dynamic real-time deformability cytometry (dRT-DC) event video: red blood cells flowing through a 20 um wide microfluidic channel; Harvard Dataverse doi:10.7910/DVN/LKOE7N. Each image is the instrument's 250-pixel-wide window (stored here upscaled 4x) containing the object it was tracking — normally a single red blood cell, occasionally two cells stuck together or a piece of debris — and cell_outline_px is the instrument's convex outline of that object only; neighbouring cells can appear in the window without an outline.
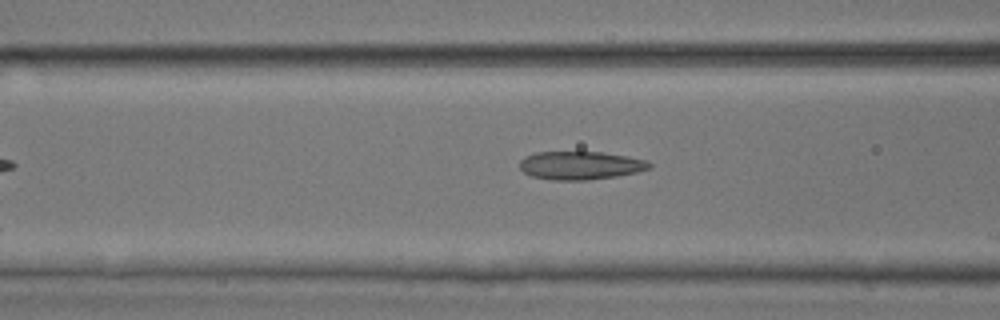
{"species": "common noctule bat (a hibernating species)", "species_latin": "Nyctalus noctula", "temperature_condition": "room temperature", "stored_images_in_passage": 7, "camera_frame_rate_fps": 3000, "um_per_image_px": 0.085, "animal": {"sex": "male", "body_mass_g": 17.9, "forearm_length_mm": 54.2}, "frame": {"image": 1, "passage_image": 5, "time_ms": 1.333, "image_size_px": [1000, 320], "cell_outline_px": [[652, 168], [636, 172], [616, 176], [588, 180], [552, 180], [532, 176], [524, 172], [520, 168], [520, 160], [524, 156], [536, 152], [604, 152], [628, 156], [648, 160], [652, 164]], "centroid_in_image_um": [49.36, 14.05], "position_along_channel_um": 117.2, "area_um2": 21.5}}